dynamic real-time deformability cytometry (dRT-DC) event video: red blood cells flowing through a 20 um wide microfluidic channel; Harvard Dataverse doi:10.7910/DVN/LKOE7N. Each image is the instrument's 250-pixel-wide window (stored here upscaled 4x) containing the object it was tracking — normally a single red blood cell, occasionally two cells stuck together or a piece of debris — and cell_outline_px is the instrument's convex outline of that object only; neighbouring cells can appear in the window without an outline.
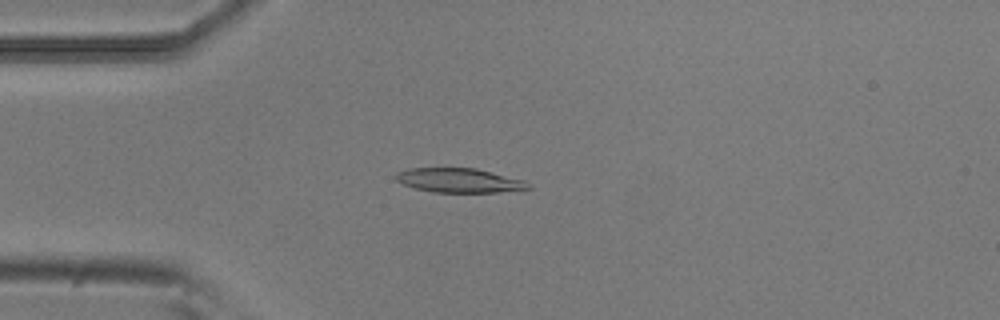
{"species": "common noctule bat (a hibernating species)", "species_latin": "Nyctalus noctula", "temperature_condition": "room temperature", "stored_images_in_passage": 50, "camera_frame_rate_fps": 3000, "um_per_image_px": 0.085, "animal": {"sex": "male", "body_mass_g": 20.5, "forearm_length_mm": 52.5}, "frame": {"image": 1, "passage_image": 11, "time_ms": 3.333, "image_size_px": [1000, 320], "cell_outline_px": [[516, 188], [488, 192], [444, 192], [424, 188], [424, 168], [468, 168], [484, 172], [496, 176]], "centroid_in_image_um": [39.32, 15.36], "position_along_channel_um": 45.7, "area_um2": 12.48}}
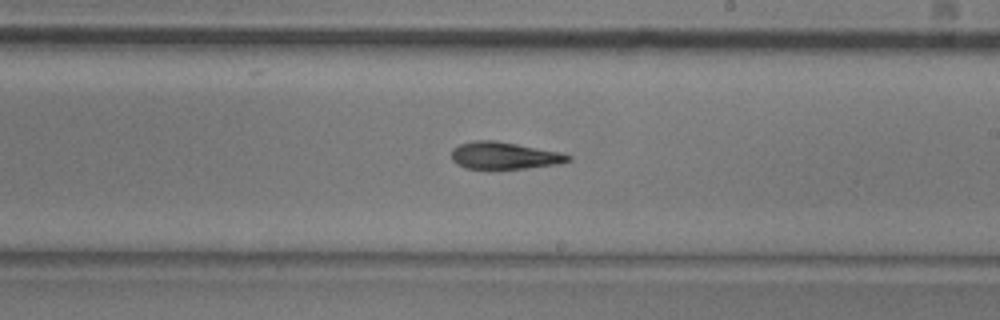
{"frame": {"image": 2, "passage_image": 28, "time_ms": 9.0, "image_size_px": [1000, 320], "cell_outline_px": [[568, 156], [564, 160], [544, 164], [512, 168], [476, 168], [464, 164], [456, 160], [456, 148], [468, 144], [508, 144]], "centroid_in_image_um": [42.81, 13.28], "position_along_channel_um": 246.2, "area_um2": 14.51}}
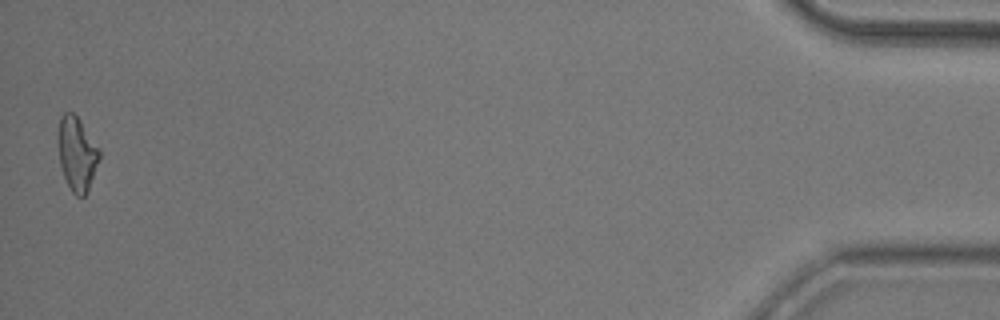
{"frame": {"image": 3, "passage_image": 50, "time_ms": 16.333, "image_size_px": [1000, 320], "cell_outline_px": [[96, 160], [92, 172], [84, 192], [72, 188], [68, 180], [60, 156], [60, 124], [76, 116], [96, 152]], "centroid_in_image_um": [6.51, 13.08], "position_along_channel_um": 428.7, "area_um2": 13.58}}